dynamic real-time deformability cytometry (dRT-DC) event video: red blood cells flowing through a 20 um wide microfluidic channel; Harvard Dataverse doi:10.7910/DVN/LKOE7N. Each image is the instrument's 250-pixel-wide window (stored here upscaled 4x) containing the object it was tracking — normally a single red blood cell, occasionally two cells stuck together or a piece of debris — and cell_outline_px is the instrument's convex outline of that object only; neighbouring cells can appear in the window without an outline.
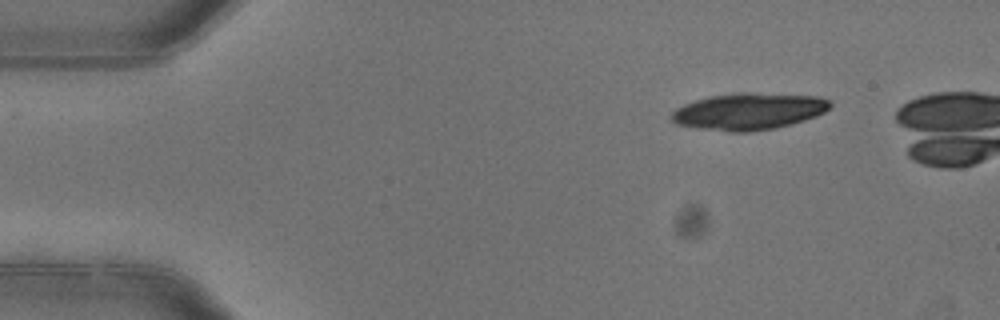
{"species": "common noctule bat (a hibernating species)", "species_latin": "Nyctalus noctula", "temperature_condition": "warm", "stored_images_in_passage": 6, "camera_frame_rate_fps": 3000, "um_per_image_px": 0.085, "animal": {"sex": "female"}, "frame": {"image": 1, "passage_image": 1, "time_ms": 0.0, "image_size_px": [1000, 320], "cell_outline_px": [[832, 104], [824, 112], [816, 116], [804, 120], [776, 128], [748, 132], [732, 132], [696, 128], [676, 124], [668, 116], [676, 108], [684, 104], [708, 96], [744, 92], [748, 92], [816, 96], [828, 100]], "centroid_in_image_um": [63.6, 9.47], "position_along_channel_um": 21.4, "area_um2": 33.99}}